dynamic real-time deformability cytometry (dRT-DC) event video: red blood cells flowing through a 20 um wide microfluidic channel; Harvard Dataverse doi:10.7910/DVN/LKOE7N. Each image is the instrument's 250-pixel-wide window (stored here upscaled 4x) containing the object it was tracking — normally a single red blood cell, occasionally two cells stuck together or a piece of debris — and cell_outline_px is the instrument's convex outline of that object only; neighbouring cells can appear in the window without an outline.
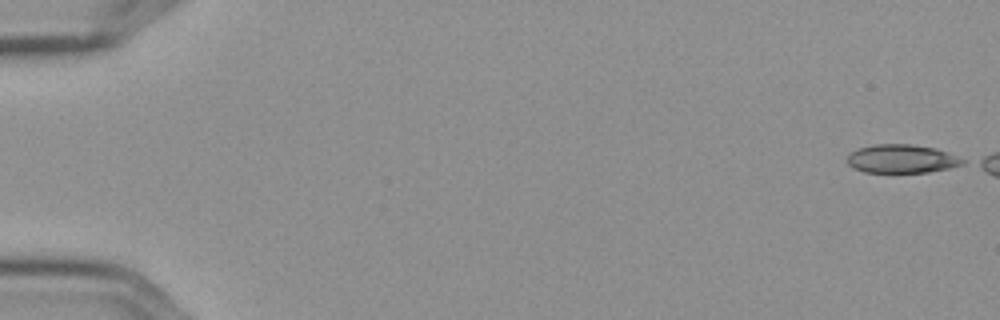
{"species": "Egyptian fruit bat (a non-hibernating species)", "species_latin": "Rousettus aegyptiacus", "temperature_condition": "cold", "stored_images_in_passage": 3, "camera_frame_rate_fps": 3000, "um_per_image_px": 0.085, "frame": {"image": 1, "passage_image": 1, "time_ms": 0.0, "image_size_px": [1000, 320], "cell_outline_px": [[964, 164], [948, 168], [928, 172], [864, 172], [852, 168], [844, 160], [856, 148], [876, 144], [908, 144], [936, 148], [948, 152], [964, 160]], "centroid_in_image_um": [76.59, 13.49], "position_along_channel_um": 8.4, "area_um2": 19.19}}